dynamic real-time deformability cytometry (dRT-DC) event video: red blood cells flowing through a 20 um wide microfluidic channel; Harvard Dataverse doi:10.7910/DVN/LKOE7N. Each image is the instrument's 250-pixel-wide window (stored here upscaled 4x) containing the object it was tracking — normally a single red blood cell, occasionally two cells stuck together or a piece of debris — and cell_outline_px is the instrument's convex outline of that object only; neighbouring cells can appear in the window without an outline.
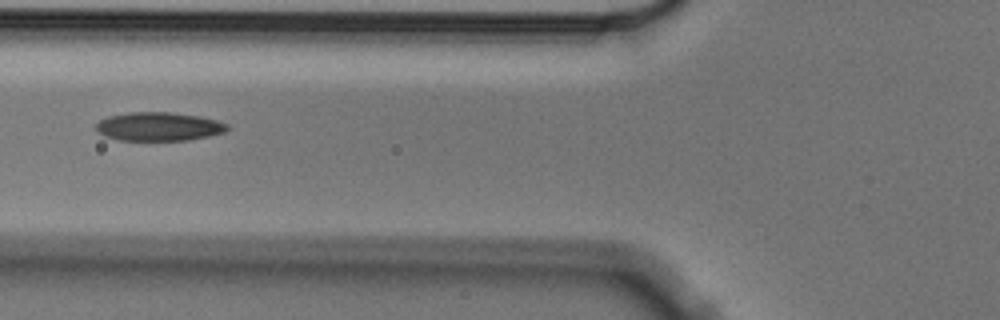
{"species": "Egyptian fruit bat (a non-hibernating species)", "species_latin": "Rousettus aegyptiacus", "temperature_condition": "cold", "stored_images_in_passage": 6, "camera_frame_rate_fps": 3000, "um_per_image_px": 0.085, "animal": {"sex": "male"}, "frame": {"image": 1, "passage_image": 6, "time_ms": 1.667, "image_size_px": [1000, 320], "cell_outline_px": [[228, 128], [224, 132], [208, 136], [188, 140], [120, 140], [104, 136], [96, 132], [96, 124], [100, 120], [108, 116], [128, 112], [172, 112], [200, 116], [216, 120], [228, 124]], "centroid_in_image_um": [13.47, 10.75], "position_along_channel_um": 112.3, "area_um2": 21.96}}